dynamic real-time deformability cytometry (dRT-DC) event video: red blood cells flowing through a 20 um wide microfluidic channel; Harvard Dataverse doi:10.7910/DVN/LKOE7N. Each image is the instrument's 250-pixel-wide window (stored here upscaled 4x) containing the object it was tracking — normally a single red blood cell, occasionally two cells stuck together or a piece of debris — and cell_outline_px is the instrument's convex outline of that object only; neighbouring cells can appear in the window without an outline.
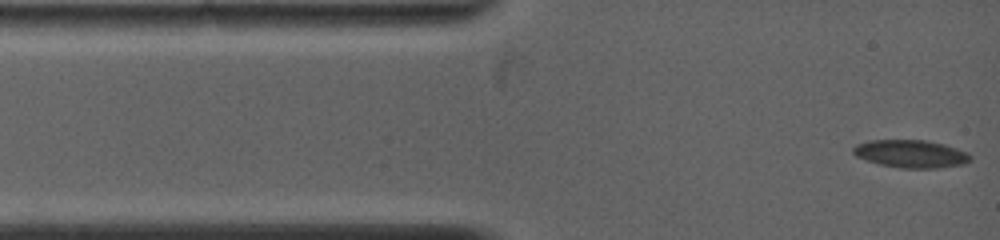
{"species": "common noctule bat (a hibernating species)", "species_latin": "Nyctalus noctula", "temperature_condition": "warm", "stored_images_in_passage": 59, "camera_frame_rate_fps": 5000, "um_per_image_px": 0.085, "animal": {"sex": "female", "body_mass_g": 19.0, "forearm_length_mm": 53.3}, "frame": {"image": 1, "passage_image": 1, "time_ms": 0.0, "image_size_px": [1000, 240], "cell_outline_px": [[972, 160], [964, 164], [936, 168], [900, 168], [880, 164], [856, 156], [852, 152], [852, 148], [856, 144], [868, 140], [924, 140], [944, 144], [968, 152], [972, 156]], "centroid_in_image_um": [77.44, 13.07], "position_along_channel_um": 7.6, "area_um2": 19.02}}
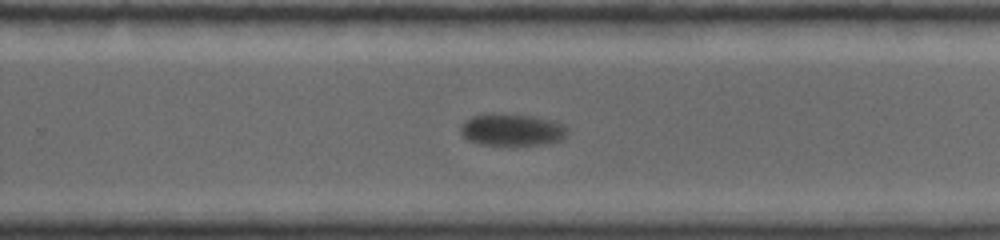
{"frame": {"image": 2, "passage_image": 26, "time_ms": 8.6, "image_size_px": [1000, 240], "cell_outline_px": [[568, 136], [560, 140], [544, 144], [480, 144], [468, 140], [460, 132], [460, 124], [464, 120], [472, 116], [532, 116], [552, 120], [568, 128]], "centroid_in_image_um": [43.54, 11.06], "position_along_channel_um": 286.3, "area_um2": 19.13}}
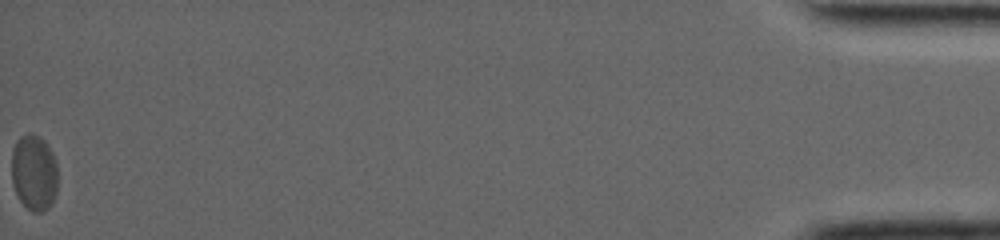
{"frame": {"image": 3, "passage_image": 59, "time_ms": 17.0, "image_size_px": [1000, 240], "cell_outline_px": [[56, 192], [48, 208], [44, 212], [32, 212], [20, 200], [12, 184], [12, 152], [16, 140], [20, 136], [28, 132], [40, 136], [44, 140], [52, 152], [56, 160]], "centroid_in_image_um": [2.88, 14.64], "position_along_channel_um": 432.3, "area_um2": 20.46}}